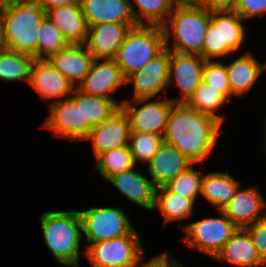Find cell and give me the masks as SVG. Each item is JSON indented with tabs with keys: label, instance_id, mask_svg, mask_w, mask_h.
I'll list each match as a JSON object with an SVG mask.
<instances>
[{
	"label": "cell",
	"instance_id": "obj_38",
	"mask_svg": "<svg viewBox=\"0 0 266 267\" xmlns=\"http://www.w3.org/2000/svg\"><path fill=\"white\" fill-rule=\"evenodd\" d=\"M235 12L245 21L266 14V0H239Z\"/></svg>",
	"mask_w": 266,
	"mask_h": 267
},
{
	"label": "cell",
	"instance_id": "obj_27",
	"mask_svg": "<svg viewBox=\"0 0 266 267\" xmlns=\"http://www.w3.org/2000/svg\"><path fill=\"white\" fill-rule=\"evenodd\" d=\"M238 187L240 182L227 170L225 173L210 172L202 176L201 195L219 211L233 198Z\"/></svg>",
	"mask_w": 266,
	"mask_h": 267
},
{
	"label": "cell",
	"instance_id": "obj_30",
	"mask_svg": "<svg viewBox=\"0 0 266 267\" xmlns=\"http://www.w3.org/2000/svg\"><path fill=\"white\" fill-rule=\"evenodd\" d=\"M37 59L48 60L69 45L57 25L46 16L37 28Z\"/></svg>",
	"mask_w": 266,
	"mask_h": 267
},
{
	"label": "cell",
	"instance_id": "obj_5",
	"mask_svg": "<svg viewBox=\"0 0 266 267\" xmlns=\"http://www.w3.org/2000/svg\"><path fill=\"white\" fill-rule=\"evenodd\" d=\"M165 49L162 26L137 25L126 34L114 58L126 79L139 71Z\"/></svg>",
	"mask_w": 266,
	"mask_h": 267
},
{
	"label": "cell",
	"instance_id": "obj_8",
	"mask_svg": "<svg viewBox=\"0 0 266 267\" xmlns=\"http://www.w3.org/2000/svg\"><path fill=\"white\" fill-rule=\"evenodd\" d=\"M118 207H90L79 211L87 248L92 243L136 233L128 214Z\"/></svg>",
	"mask_w": 266,
	"mask_h": 267
},
{
	"label": "cell",
	"instance_id": "obj_13",
	"mask_svg": "<svg viewBox=\"0 0 266 267\" xmlns=\"http://www.w3.org/2000/svg\"><path fill=\"white\" fill-rule=\"evenodd\" d=\"M50 103V114L41 128L61 138L83 140L82 103H75L70 97Z\"/></svg>",
	"mask_w": 266,
	"mask_h": 267
},
{
	"label": "cell",
	"instance_id": "obj_36",
	"mask_svg": "<svg viewBox=\"0 0 266 267\" xmlns=\"http://www.w3.org/2000/svg\"><path fill=\"white\" fill-rule=\"evenodd\" d=\"M203 82L209 87L218 90L229 101L231 96V88L228 81L227 69L225 63L219 61L206 60L203 68Z\"/></svg>",
	"mask_w": 266,
	"mask_h": 267
},
{
	"label": "cell",
	"instance_id": "obj_43",
	"mask_svg": "<svg viewBox=\"0 0 266 267\" xmlns=\"http://www.w3.org/2000/svg\"><path fill=\"white\" fill-rule=\"evenodd\" d=\"M175 4H197L200 0H172Z\"/></svg>",
	"mask_w": 266,
	"mask_h": 267
},
{
	"label": "cell",
	"instance_id": "obj_46",
	"mask_svg": "<svg viewBox=\"0 0 266 267\" xmlns=\"http://www.w3.org/2000/svg\"><path fill=\"white\" fill-rule=\"evenodd\" d=\"M266 70V62H265V64L263 65V71H265Z\"/></svg>",
	"mask_w": 266,
	"mask_h": 267
},
{
	"label": "cell",
	"instance_id": "obj_14",
	"mask_svg": "<svg viewBox=\"0 0 266 267\" xmlns=\"http://www.w3.org/2000/svg\"><path fill=\"white\" fill-rule=\"evenodd\" d=\"M221 211L238 228H246L266 217V201L258 187L240 189Z\"/></svg>",
	"mask_w": 266,
	"mask_h": 267
},
{
	"label": "cell",
	"instance_id": "obj_25",
	"mask_svg": "<svg viewBox=\"0 0 266 267\" xmlns=\"http://www.w3.org/2000/svg\"><path fill=\"white\" fill-rule=\"evenodd\" d=\"M70 98L75 103H82L83 140L87 138L95 125L108 120L121 108V103L113 98L89 95L77 87L74 88Z\"/></svg>",
	"mask_w": 266,
	"mask_h": 267
},
{
	"label": "cell",
	"instance_id": "obj_18",
	"mask_svg": "<svg viewBox=\"0 0 266 267\" xmlns=\"http://www.w3.org/2000/svg\"><path fill=\"white\" fill-rule=\"evenodd\" d=\"M81 10L88 26L104 22L126 24L130 28L137 26L129 0H79Z\"/></svg>",
	"mask_w": 266,
	"mask_h": 267
},
{
	"label": "cell",
	"instance_id": "obj_9",
	"mask_svg": "<svg viewBox=\"0 0 266 267\" xmlns=\"http://www.w3.org/2000/svg\"><path fill=\"white\" fill-rule=\"evenodd\" d=\"M219 213L222 217H208L184 225L181 229L186 233V237L181 240L186 242L188 247H195L199 252L215 258L238 228L221 210Z\"/></svg>",
	"mask_w": 266,
	"mask_h": 267
},
{
	"label": "cell",
	"instance_id": "obj_31",
	"mask_svg": "<svg viewBox=\"0 0 266 267\" xmlns=\"http://www.w3.org/2000/svg\"><path fill=\"white\" fill-rule=\"evenodd\" d=\"M139 10L132 9L138 25L164 26L176 5L172 0H133ZM146 19V21H144Z\"/></svg>",
	"mask_w": 266,
	"mask_h": 267
},
{
	"label": "cell",
	"instance_id": "obj_39",
	"mask_svg": "<svg viewBox=\"0 0 266 267\" xmlns=\"http://www.w3.org/2000/svg\"><path fill=\"white\" fill-rule=\"evenodd\" d=\"M239 0H200L199 4L209 11H235Z\"/></svg>",
	"mask_w": 266,
	"mask_h": 267
},
{
	"label": "cell",
	"instance_id": "obj_23",
	"mask_svg": "<svg viewBox=\"0 0 266 267\" xmlns=\"http://www.w3.org/2000/svg\"><path fill=\"white\" fill-rule=\"evenodd\" d=\"M214 259L239 267H266L246 228H237Z\"/></svg>",
	"mask_w": 266,
	"mask_h": 267
},
{
	"label": "cell",
	"instance_id": "obj_24",
	"mask_svg": "<svg viewBox=\"0 0 266 267\" xmlns=\"http://www.w3.org/2000/svg\"><path fill=\"white\" fill-rule=\"evenodd\" d=\"M46 12L69 44L86 43L89 26L79 2L50 8Z\"/></svg>",
	"mask_w": 266,
	"mask_h": 267
},
{
	"label": "cell",
	"instance_id": "obj_35",
	"mask_svg": "<svg viewBox=\"0 0 266 267\" xmlns=\"http://www.w3.org/2000/svg\"><path fill=\"white\" fill-rule=\"evenodd\" d=\"M202 176L201 172L189 166L165 186L172 192L196 201L198 195H201Z\"/></svg>",
	"mask_w": 266,
	"mask_h": 267
},
{
	"label": "cell",
	"instance_id": "obj_45",
	"mask_svg": "<svg viewBox=\"0 0 266 267\" xmlns=\"http://www.w3.org/2000/svg\"><path fill=\"white\" fill-rule=\"evenodd\" d=\"M264 136H265V138H264V139H265V141H264L265 145H264V146L266 147V120H265V134H264ZM265 149H266V148H265ZM265 149H264V151L266 152Z\"/></svg>",
	"mask_w": 266,
	"mask_h": 267
},
{
	"label": "cell",
	"instance_id": "obj_47",
	"mask_svg": "<svg viewBox=\"0 0 266 267\" xmlns=\"http://www.w3.org/2000/svg\"><path fill=\"white\" fill-rule=\"evenodd\" d=\"M177 267H184L181 263Z\"/></svg>",
	"mask_w": 266,
	"mask_h": 267
},
{
	"label": "cell",
	"instance_id": "obj_34",
	"mask_svg": "<svg viewBox=\"0 0 266 267\" xmlns=\"http://www.w3.org/2000/svg\"><path fill=\"white\" fill-rule=\"evenodd\" d=\"M163 136L145 132H131L128 147L134 163H148L163 144Z\"/></svg>",
	"mask_w": 266,
	"mask_h": 267
},
{
	"label": "cell",
	"instance_id": "obj_41",
	"mask_svg": "<svg viewBox=\"0 0 266 267\" xmlns=\"http://www.w3.org/2000/svg\"><path fill=\"white\" fill-rule=\"evenodd\" d=\"M42 2L43 8L47 11L50 8L58 7L61 5H68L74 2H79V0H40Z\"/></svg>",
	"mask_w": 266,
	"mask_h": 267
},
{
	"label": "cell",
	"instance_id": "obj_33",
	"mask_svg": "<svg viewBox=\"0 0 266 267\" xmlns=\"http://www.w3.org/2000/svg\"><path fill=\"white\" fill-rule=\"evenodd\" d=\"M95 169L106 180L116 173L136 167L128 146L102 152L96 157Z\"/></svg>",
	"mask_w": 266,
	"mask_h": 267
},
{
	"label": "cell",
	"instance_id": "obj_6",
	"mask_svg": "<svg viewBox=\"0 0 266 267\" xmlns=\"http://www.w3.org/2000/svg\"><path fill=\"white\" fill-rule=\"evenodd\" d=\"M243 19L235 11L211 12L203 43L202 58L213 60L239 50L245 39Z\"/></svg>",
	"mask_w": 266,
	"mask_h": 267
},
{
	"label": "cell",
	"instance_id": "obj_19",
	"mask_svg": "<svg viewBox=\"0 0 266 267\" xmlns=\"http://www.w3.org/2000/svg\"><path fill=\"white\" fill-rule=\"evenodd\" d=\"M130 29L126 24L115 22L90 26L85 45L94 59H114Z\"/></svg>",
	"mask_w": 266,
	"mask_h": 267
},
{
	"label": "cell",
	"instance_id": "obj_2",
	"mask_svg": "<svg viewBox=\"0 0 266 267\" xmlns=\"http://www.w3.org/2000/svg\"><path fill=\"white\" fill-rule=\"evenodd\" d=\"M47 16L40 0H23L1 9L0 29L4 48L37 59L38 26Z\"/></svg>",
	"mask_w": 266,
	"mask_h": 267
},
{
	"label": "cell",
	"instance_id": "obj_16",
	"mask_svg": "<svg viewBox=\"0 0 266 267\" xmlns=\"http://www.w3.org/2000/svg\"><path fill=\"white\" fill-rule=\"evenodd\" d=\"M94 59L89 73L77 87L86 94L100 97H110L125 84V78L115 59Z\"/></svg>",
	"mask_w": 266,
	"mask_h": 267
},
{
	"label": "cell",
	"instance_id": "obj_17",
	"mask_svg": "<svg viewBox=\"0 0 266 267\" xmlns=\"http://www.w3.org/2000/svg\"><path fill=\"white\" fill-rule=\"evenodd\" d=\"M29 84L42 99L54 101L70 97L75 88L48 60L38 59L33 62Z\"/></svg>",
	"mask_w": 266,
	"mask_h": 267
},
{
	"label": "cell",
	"instance_id": "obj_1",
	"mask_svg": "<svg viewBox=\"0 0 266 267\" xmlns=\"http://www.w3.org/2000/svg\"><path fill=\"white\" fill-rule=\"evenodd\" d=\"M222 123L186 103H174L169 112L164 143L174 146L192 164L203 163L215 148Z\"/></svg>",
	"mask_w": 266,
	"mask_h": 267
},
{
	"label": "cell",
	"instance_id": "obj_4",
	"mask_svg": "<svg viewBox=\"0 0 266 267\" xmlns=\"http://www.w3.org/2000/svg\"><path fill=\"white\" fill-rule=\"evenodd\" d=\"M210 21L211 11L201 4H176L163 26L165 48L172 52L202 57L203 43ZM170 29L172 33L169 32ZM171 35L174 38L173 49L168 40Z\"/></svg>",
	"mask_w": 266,
	"mask_h": 267
},
{
	"label": "cell",
	"instance_id": "obj_3",
	"mask_svg": "<svg viewBox=\"0 0 266 267\" xmlns=\"http://www.w3.org/2000/svg\"><path fill=\"white\" fill-rule=\"evenodd\" d=\"M43 241L54 258L67 267H78L82 221L77 210L40 214Z\"/></svg>",
	"mask_w": 266,
	"mask_h": 267
},
{
	"label": "cell",
	"instance_id": "obj_20",
	"mask_svg": "<svg viewBox=\"0 0 266 267\" xmlns=\"http://www.w3.org/2000/svg\"><path fill=\"white\" fill-rule=\"evenodd\" d=\"M74 87H78L89 73L94 57L85 44H69L48 59ZM76 82V83H75Z\"/></svg>",
	"mask_w": 266,
	"mask_h": 267
},
{
	"label": "cell",
	"instance_id": "obj_11",
	"mask_svg": "<svg viewBox=\"0 0 266 267\" xmlns=\"http://www.w3.org/2000/svg\"><path fill=\"white\" fill-rule=\"evenodd\" d=\"M205 61L200 55L171 51L167 86L176 85L181 91V98L171 99L174 103H186L203 82Z\"/></svg>",
	"mask_w": 266,
	"mask_h": 267
},
{
	"label": "cell",
	"instance_id": "obj_28",
	"mask_svg": "<svg viewBox=\"0 0 266 267\" xmlns=\"http://www.w3.org/2000/svg\"><path fill=\"white\" fill-rule=\"evenodd\" d=\"M195 201L170 191L166 186L156 188L155 206L161 212L164 226L193 216Z\"/></svg>",
	"mask_w": 266,
	"mask_h": 267
},
{
	"label": "cell",
	"instance_id": "obj_40",
	"mask_svg": "<svg viewBox=\"0 0 266 267\" xmlns=\"http://www.w3.org/2000/svg\"><path fill=\"white\" fill-rule=\"evenodd\" d=\"M179 264L180 263L174 259L171 252L169 254L164 252L160 253L158 256H154L148 262H141L140 267H177Z\"/></svg>",
	"mask_w": 266,
	"mask_h": 267
},
{
	"label": "cell",
	"instance_id": "obj_42",
	"mask_svg": "<svg viewBox=\"0 0 266 267\" xmlns=\"http://www.w3.org/2000/svg\"><path fill=\"white\" fill-rule=\"evenodd\" d=\"M23 0H0V7L5 8L12 5H18Z\"/></svg>",
	"mask_w": 266,
	"mask_h": 267
},
{
	"label": "cell",
	"instance_id": "obj_29",
	"mask_svg": "<svg viewBox=\"0 0 266 267\" xmlns=\"http://www.w3.org/2000/svg\"><path fill=\"white\" fill-rule=\"evenodd\" d=\"M35 58L26 53L4 49L0 52V80L30 81L31 68Z\"/></svg>",
	"mask_w": 266,
	"mask_h": 267
},
{
	"label": "cell",
	"instance_id": "obj_10",
	"mask_svg": "<svg viewBox=\"0 0 266 267\" xmlns=\"http://www.w3.org/2000/svg\"><path fill=\"white\" fill-rule=\"evenodd\" d=\"M150 99H123L121 108L129 119L131 132H145L163 136L174 101L171 99L150 101ZM131 101L134 104H131ZM136 105L141 106L137 108Z\"/></svg>",
	"mask_w": 266,
	"mask_h": 267
},
{
	"label": "cell",
	"instance_id": "obj_32",
	"mask_svg": "<svg viewBox=\"0 0 266 267\" xmlns=\"http://www.w3.org/2000/svg\"><path fill=\"white\" fill-rule=\"evenodd\" d=\"M227 102H229V100L223 94L202 82L196 88L186 104L189 107L206 115H210L219 122L223 123L224 117L218 115L216 111H218Z\"/></svg>",
	"mask_w": 266,
	"mask_h": 267
},
{
	"label": "cell",
	"instance_id": "obj_37",
	"mask_svg": "<svg viewBox=\"0 0 266 267\" xmlns=\"http://www.w3.org/2000/svg\"><path fill=\"white\" fill-rule=\"evenodd\" d=\"M253 244L266 265V217L246 227Z\"/></svg>",
	"mask_w": 266,
	"mask_h": 267
},
{
	"label": "cell",
	"instance_id": "obj_12",
	"mask_svg": "<svg viewBox=\"0 0 266 267\" xmlns=\"http://www.w3.org/2000/svg\"><path fill=\"white\" fill-rule=\"evenodd\" d=\"M171 51L165 48L139 71L125 79V84H133V99L153 98L168 88L169 62Z\"/></svg>",
	"mask_w": 266,
	"mask_h": 267
},
{
	"label": "cell",
	"instance_id": "obj_26",
	"mask_svg": "<svg viewBox=\"0 0 266 267\" xmlns=\"http://www.w3.org/2000/svg\"><path fill=\"white\" fill-rule=\"evenodd\" d=\"M225 65L231 92L235 96L247 94L263 72V65L250 51Z\"/></svg>",
	"mask_w": 266,
	"mask_h": 267
},
{
	"label": "cell",
	"instance_id": "obj_15",
	"mask_svg": "<svg viewBox=\"0 0 266 267\" xmlns=\"http://www.w3.org/2000/svg\"><path fill=\"white\" fill-rule=\"evenodd\" d=\"M130 124L126 113L120 108L108 120L95 125L85 140L92 141L94 156L104 151L128 146Z\"/></svg>",
	"mask_w": 266,
	"mask_h": 267
},
{
	"label": "cell",
	"instance_id": "obj_22",
	"mask_svg": "<svg viewBox=\"0 0 266 267\" xmlns=\"http://www.w3.org/2000/svg\"><path fill=\"white\" fill-rule=\"evenodd\" d=\"M191 165L194 164L185 155L174 146L163 142L157 153L148 162L147 171L152 183L158 188L168 184Z\"/></svg>",
	"mask_w": 266,
	"mask_h": 267
},
{
	"label": "cell",
	"instance_id": "obj_21",
	"mask_svg": "<svg viewBox=\"0 0 266 267\" xmlns=\"http://www.w3.org/2000/svg\"><path fill=\"white\" fill-rule=\"evenodd\" d=\"M132 169L111 175L107 180L119 192L145 210H154L156 187L151 180L139 171Z\"/></svg>",
	"mask_w": 266,
	"mask_h": 267
},
{
	"label": "cell",
	"instance_id": "obj_7",
	"mask_svg": "<svg viewBox=\"0 0 266 267\" xmlns=\"http://www.w3.org/2000/svg\"><path fill=\"white\" fill-rule=\"evenodd\" d=\"M141 242L138 233H129L92 243L83 253L93 267H139L145 258Z\"/></svg>",
	"mask_w": 266,
	"mask_h": 267
},
{
	"label": "cell",
	"instance_id": "obj_44",
	"mask_svg": "<svg viewBox=\"0 0 266 267\" xmlns=\"http://www.w3.org/2000/svg\"><path fill=\"white\" fill-rule=\"evenodd\" d=\"M4 44H3V38H2V33H1V29H0V52L2 50H4Z\"/></svg>",
	"mask_w": 266,
	"mask_h": 267
}]
</instances>
